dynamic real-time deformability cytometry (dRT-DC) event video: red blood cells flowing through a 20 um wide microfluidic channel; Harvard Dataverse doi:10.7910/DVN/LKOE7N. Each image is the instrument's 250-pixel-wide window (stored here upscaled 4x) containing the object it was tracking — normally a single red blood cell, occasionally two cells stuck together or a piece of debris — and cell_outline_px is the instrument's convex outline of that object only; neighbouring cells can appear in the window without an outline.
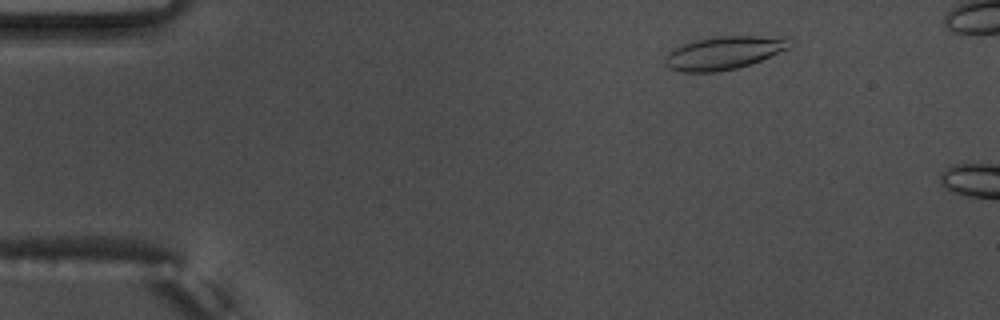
{"species": "common noctule bat (a hibernating species)", "species_latin": "Nyctalus noctula", "temperature_condition": "warm", "stored_images_in_passage": 10, "camera_frame_rate_fps": 3000, "um_per_image_px": 0.085, "animal": {"sex": "male", "body_mass_g": 17.5, "forearm_length_mm": 52.3}, "frame": {"image": 1, "passage_image": 6, "time_ms": 1.667, "image_size_px": [1000, 320], "cell_outline_px": [[796, 44], [788, 48], [760, 60], [736, 68], [716, 72], [680, 72], [668, 68], [664, 64], [664, 56], [668, 52], [684, 44], [696, 40], [720, 36], [756, 36], [796, 40]], "centroid_in_image_um": [61.49, 4.5], "position_along_channel_um": 23.5, "area_um2": 23.81}}